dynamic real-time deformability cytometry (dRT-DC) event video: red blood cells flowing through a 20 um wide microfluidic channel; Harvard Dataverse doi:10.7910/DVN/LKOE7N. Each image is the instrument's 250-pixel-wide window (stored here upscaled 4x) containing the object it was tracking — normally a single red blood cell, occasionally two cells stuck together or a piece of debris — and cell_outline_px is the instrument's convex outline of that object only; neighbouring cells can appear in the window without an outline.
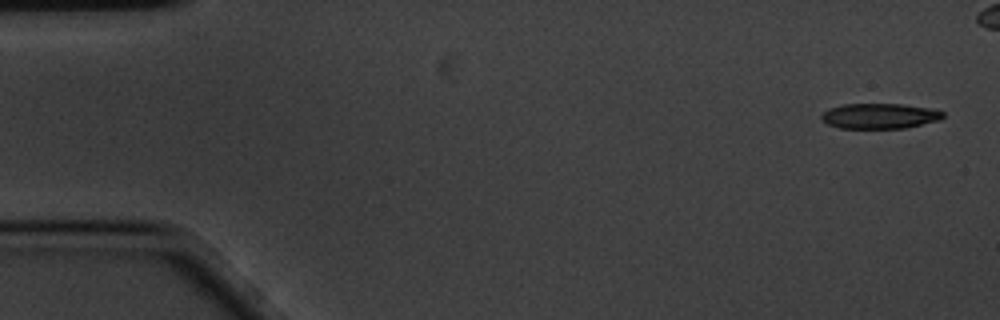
{"species": "common noctule bat (a hibernating species)", "species_latin": "Nyctalus noctula", "temperature_condition": "cold", "stored_images_in_passage": 6, "camera_frame_rate_fps": 3000, "um_per_image_px": 0.085, "animal": {"sex": "male", "body_mass_g": 20.1, "forearm_length_mm": 53.5}, "frame": {"image": 1, "passage_image": 1, "time_ms": 0.0, "image_size_px": [1000, 320], "cell_outline_px": [[944, 116], [940, 120], [904, 128], [840, 128], [828, 124], [820, 116], [828, 108], [844, 104], [900, 104], [928, 108], [944, 112]], "centroid_in_image_um": [74.76, 9.86], "position_along_channel_um": 10.2, "area_um2": 17.74}}